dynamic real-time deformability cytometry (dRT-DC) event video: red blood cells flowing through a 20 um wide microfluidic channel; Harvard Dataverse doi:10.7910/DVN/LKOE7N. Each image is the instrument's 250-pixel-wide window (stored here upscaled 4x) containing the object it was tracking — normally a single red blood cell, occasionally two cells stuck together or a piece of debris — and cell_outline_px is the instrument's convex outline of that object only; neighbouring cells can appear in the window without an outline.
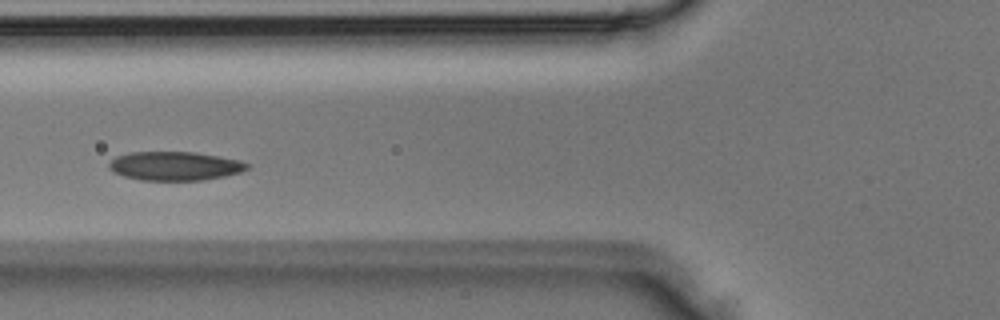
{"species": "Egyptian fruit bat (a non-hibernating species)", "species_latin": "Rousettus aegyptiacus", "temperature_condition": "room temperature", "stored_images_in_passage": 4, "camera_frame_rate_fps": 3000, "um_per_image_px": 0.085, "animal": {"sex": "male"}, "frame": {"image": 1, "passage_image": 4, "time_ms": 1.0, "image_size_px": [1000, 320], "cell_outline_px": [[248, 168], [240, 172], [224, 176], [204, 180], [140, 180], [124, 176], [108, 168], [108, 164], [116, 156], [128, 152], [196, 152], [240, 160], [248, 164]], "centroid_in_image_um": [14.85, 14.1], "position_along_channel_um": 110.9, "area_um2": 23.12}}